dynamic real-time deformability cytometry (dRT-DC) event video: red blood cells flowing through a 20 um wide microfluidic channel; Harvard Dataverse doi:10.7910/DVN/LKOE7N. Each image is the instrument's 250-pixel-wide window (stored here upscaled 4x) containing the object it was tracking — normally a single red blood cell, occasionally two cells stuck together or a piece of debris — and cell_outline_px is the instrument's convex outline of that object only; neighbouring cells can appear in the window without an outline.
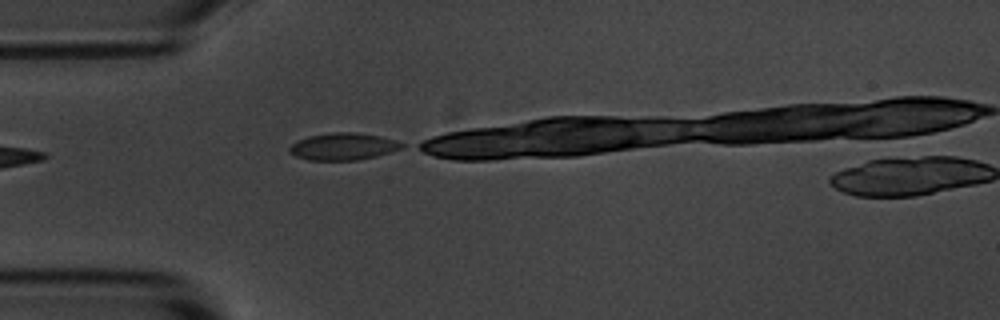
{"species": "common noctule bat (a hibernating species)", "species_latin": "Nyctalus noctula", "temperature_condition": "room temperature", "stored_images_in_passage": 2, "camera_frame_rate_fps": 3000, "um_per_image_px": 0.085, "animal": {"sex": "male", "body_mass_g": 20.1, "forearm_length_mm": 53.5}, "frame": {"image": 1, "passage_image": 2, "time_ms": 1.333, "image_size_px": [1000, 320], "cell_outline_px": [[404, 148], [392, 152], [376, 156], [356, 160], [308, 160], [296, 156], [288, 152], [288, 148], [296, 140], [308, 136], [332, 132], [352, 132], [380, 136], [396, 140], [404, 144]], "centroid_in_image_um": [29.16, 12.45], "position_along_channel_um": 55.8, "area_um2": 17.86}}